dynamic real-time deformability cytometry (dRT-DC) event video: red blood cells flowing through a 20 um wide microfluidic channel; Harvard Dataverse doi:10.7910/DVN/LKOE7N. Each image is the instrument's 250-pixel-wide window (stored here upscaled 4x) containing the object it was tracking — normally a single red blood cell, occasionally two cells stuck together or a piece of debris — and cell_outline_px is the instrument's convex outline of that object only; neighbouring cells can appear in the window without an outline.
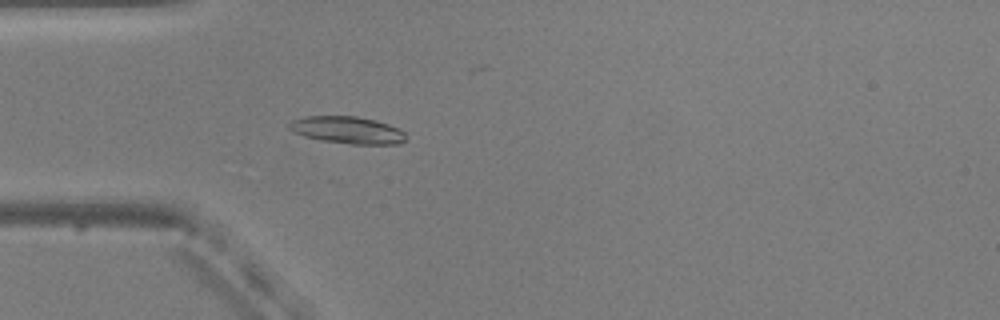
{"species": "common noctule bat (a hibernating species)", "species_latin": "Nyctalus noctula", "temperature_condition": "warm", "stored_images_in_passage": 23, "camera_frame_rate_fps": 3000, "um_per_image_px": 0.085, "animal": {"sex": "male", "body_mass_g": 20.5, "forearm_length_mm": 52.5}, "frame": {"image": 1, "passage_image": 2, "time_ms": 0.333, "image_size_px": [1000, 320], "cell_outline_px": [[404, 140], [400, 144], [352, 144], [320, 140], [304, 136], [292, 132], [288, 128], [288, 124], [292, 120], [308, 116], [356, 116], [376, 120], [400, 128], [404, 132]], "centroid_in_image_um": [29.52, 11.05], "position_along_channel_um": 55.5, "area_um2": 18.5}}
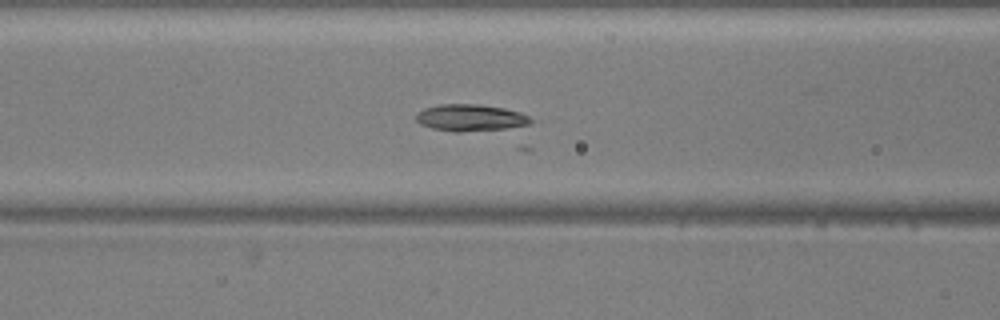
{"frame": {"image": 2, "passage_image": 8, "time_ms": 2.333, "image_size_px": [1000, 320], "cell_outline_px": [[532, 120], [528, 124], [520, 128], [460, 132], [452, 132], [432, 128], [420, 124], [416, 120], [416, 112], [424, 108], [440, 104], [476, 104], [504, 108], [520, 112], [528, 116]], "centroid_in_image_um": [40.0, 10.02], "position_along_channel_um": 126.6, "area_um2": 18.21}}
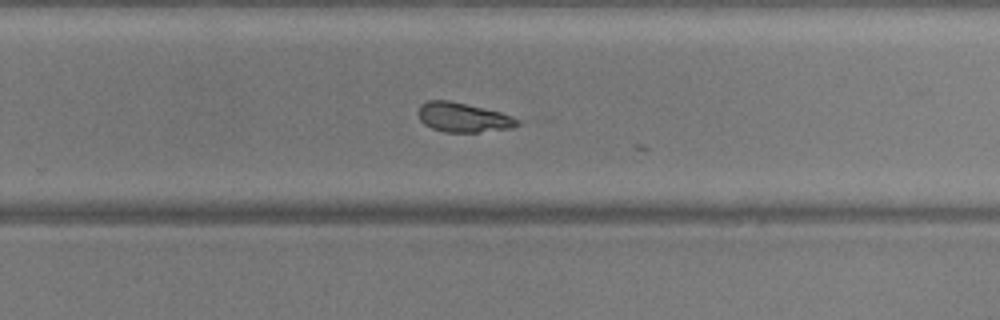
{"frame": {"image": 3, "passage_image": 21, "time_ms": 6.667, "image_size_px": [1000, 320], "cell_outline_px": [[520, 124], [512, 128], [480, 132], [444, 132], [432, 128], [424, 124], [420, 120], [416, 112], [420, 104], [428, 100], [448, 100], [500, 112], [520, 120]], "centroid_in_image_um": [39.32, 9.98], "position_along_channel_um": 290.5, "area_um2": 17.05}}